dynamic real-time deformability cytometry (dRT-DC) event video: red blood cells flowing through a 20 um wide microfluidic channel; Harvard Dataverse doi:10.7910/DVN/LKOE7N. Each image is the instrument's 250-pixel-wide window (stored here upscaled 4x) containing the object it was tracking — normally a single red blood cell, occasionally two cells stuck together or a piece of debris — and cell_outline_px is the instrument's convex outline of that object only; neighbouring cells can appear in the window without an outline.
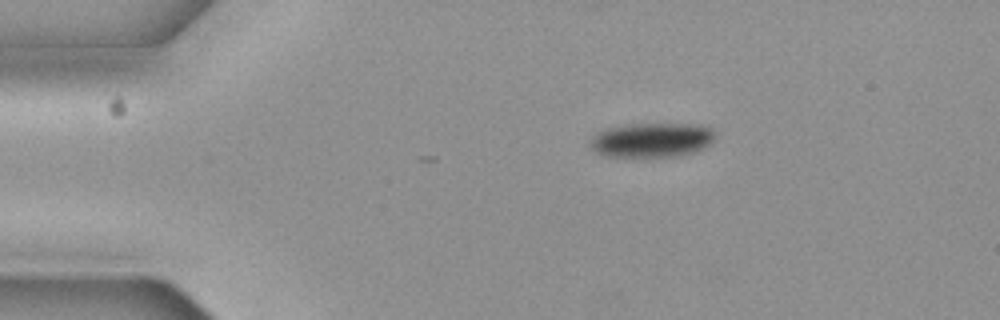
{"species": "common noctule bat (a hibernating species)", "species_latin": "Nyctalus noctula", "temperature_condition": "cold", "stored_images_in_passage": 12, "camera_frame_rate_fps": 3000, "um_per_image_px": 0.085, "animal": {"sex": "female", "body_mass_g": 19.3, "forearm_length_mm": 54.1}, "frame": {"image": 1, "passage_image": 1, "time_ms": 0.0, "image_size_px": [1000, 320], "cell_outline_px": [[712, 140], [708, 144], [692, 152], [680, 156], [608, 156], [596, 152], [588, 144], [592, 136], [608, 128], [628, 124], [700, 124], [712, 128]], "centroid_in_image_um": [55.36, 11.89], "position_along_channel_um": 29.6, "area_um2": 24.68}}
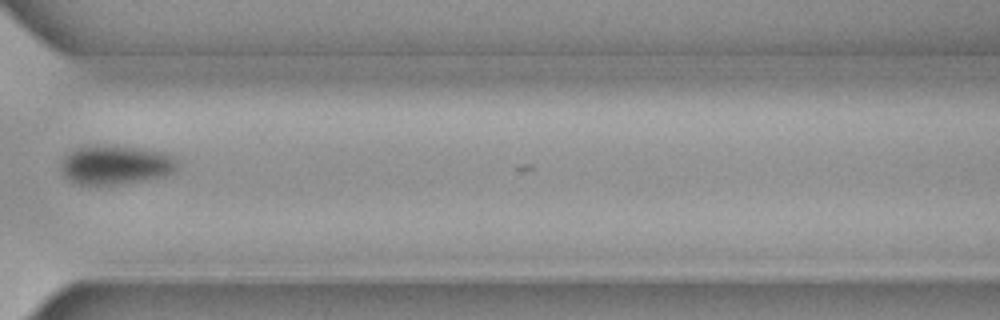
{"frame": {"image": 2, "passage_image": 9, "time_ms": 2.667, "image_size_px": [1000, 320], "cell_outline_px": [[176, 168], [172, 172], [164, 176], [120, 184], [76, 184], [68, 180], [64, 176], [60, 168], [60, 164], [64, 152], [84, 144], [104, 144], [140, 148], [164, 152], [172, 156], [176, 160]], "centroid_in_image_um": [9.71, 13.97], "position_along_channel_um": 360.9, "area_um2": 27.11}}
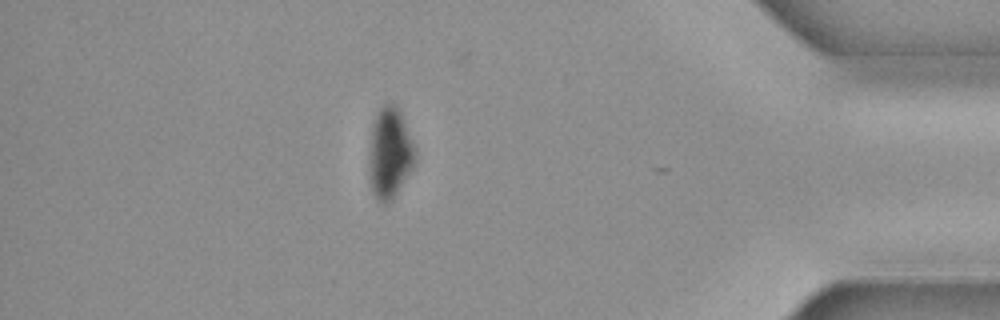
{"frame": {"image": 3, "passage_image": 11, "time_ms": 3.333, "image_size_px": [1000, 320], "cell_outline_px": [[416, 160], [412, 168], [392, 200], [384, 204], [376, 200], [372, 188], [372, 124], [376, 112], [384, 104], [396, 104], [400, 108], [416, 148]], "centroid_in_image_um": [33.21, 12.95], "position_along_channel_um": 402.0, "area_um2": 23.76}}